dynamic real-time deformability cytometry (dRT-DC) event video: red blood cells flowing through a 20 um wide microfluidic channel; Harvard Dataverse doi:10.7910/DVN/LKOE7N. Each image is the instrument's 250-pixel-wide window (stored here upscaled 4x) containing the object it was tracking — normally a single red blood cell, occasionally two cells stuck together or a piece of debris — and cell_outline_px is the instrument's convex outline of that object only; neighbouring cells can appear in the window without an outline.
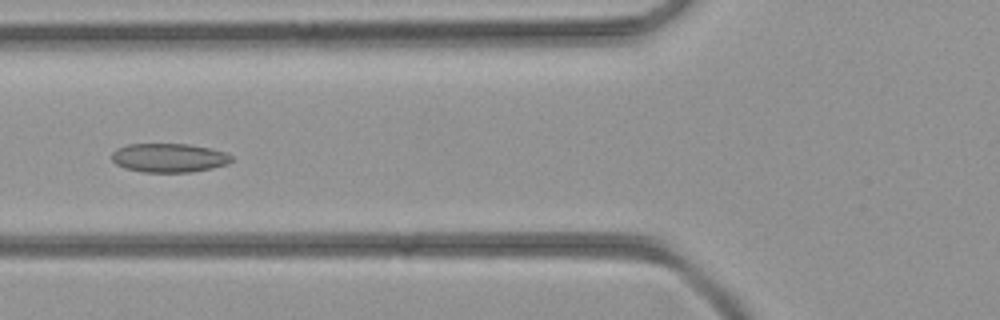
{"species": "common noctule bat (a hibernating species)", "species_latin": "Nyctalus noctula", "temperature_condition": "room temperature", "stored_images_in_passage": 33, "camera_frame_rate_fps": 3000, "um_per_image_px": 0.085, "animal": {"sex": "female", "body_mass_g": 21.9}, "frame": {"image": 1, "passage_image": 9, "time_ms": 2.667, "image_size_px": [1000, 320], "cell_outline_px": [[232, 160], [228, 164], [212, 168], [192, 172], [144, 172], [124, 168], [116, 164], [112, 160], [112, 152], [116, 148], [128, 144], [188, 144], [208, 148], [224, 152], [232, 156]], "centroid_in_image_um": [14.34, 13.42], "position_along_channel_um": 111.5, "area_um2": 20.17}}
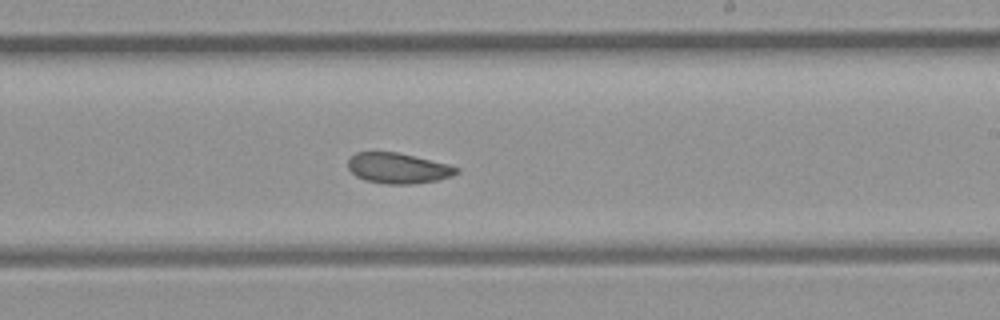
{"frame": {"image": 2, "passage_image": 18, "time_ms": 5.667, "image_size_px": [1000, 320], "cell_outline_px": [[460, 172], [452, 176], [436, 180], [412, 184], [384, 184], [364, 180], [356, 176], [348, 168], [348, 160], [356, 152], [396, 152], [448, 164], [460, 168]], "centroid_in_image_um": [33.84, 14.3], "position_along_channel_um": 255.2, "area_um2": 19.25}}
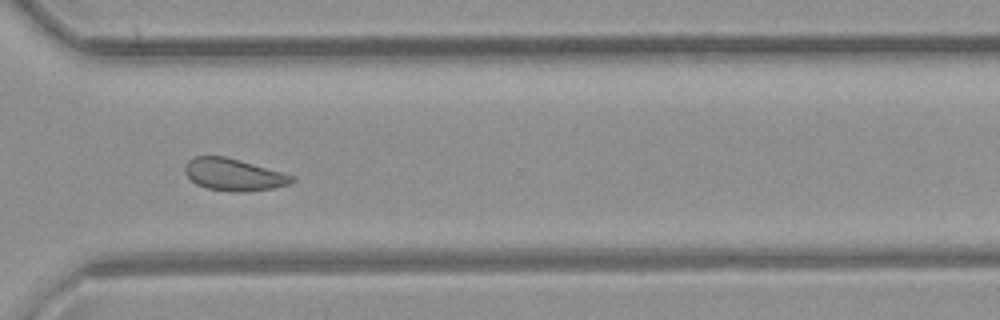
{"frame": {"image": 3, "passage_image": 24, "time_ms": 7.667, "image_size_px": [1000, 320], "cell_outline_px": [[296, 180], [292, 184], [272, 188], [244, 192], [240, 192], [208, 188], [196, 184], [184, 172], [184, 164], [188, 160], [196, 156], [224, 156], [296, 176]], "centroid_in_image_um": [19.88, 14.84], "position_along_channel_um": 350.7, "area_um2": 19.88}}